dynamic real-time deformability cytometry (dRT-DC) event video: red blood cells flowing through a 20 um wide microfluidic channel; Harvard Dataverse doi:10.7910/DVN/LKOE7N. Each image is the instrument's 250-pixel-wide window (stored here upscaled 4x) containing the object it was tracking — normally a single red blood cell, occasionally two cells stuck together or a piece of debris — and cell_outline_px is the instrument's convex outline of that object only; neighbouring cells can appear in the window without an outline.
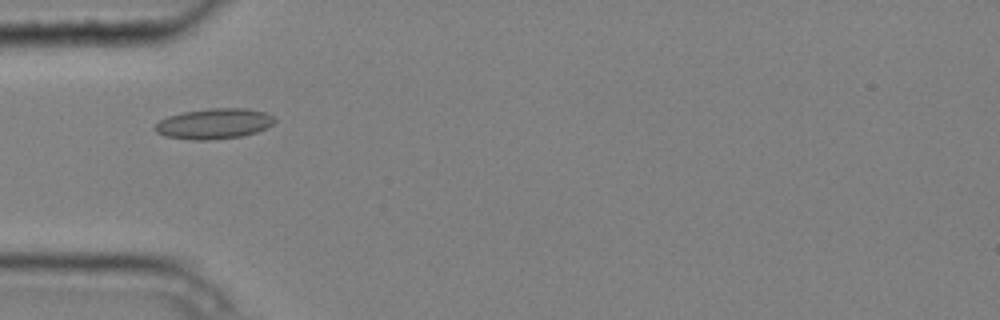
{"species": "common noctule bat (a hibernating species)", "species_latin": "Nyctalus noctula", "temperature_condition": "cold", "stored_images_in_passage": 5, "camera_frame_rate_fps": 3000, "um_per_image_px": 0.085, "animal": {"sex": "male", "body_mass_g": 20.4}, "frame": {"image": 1, "passage_image": 3, "time_ms": 0.667, "image_size_px": [1000, 320], "cell_outline_px": [[276, 120], [268, 128], [256, 132], [240, 136], [208, 140], [192, 140], [164, 136], [156, 132], [152, 128], [160, 120], [168, 116], [184, 112], [208, 108], [248, 108], [264, 112], [272, 116]], "centroid_in_image_um": [18.18, 10.51], "position_along_channel_um": 66.8, "area_um2": 21.27}}
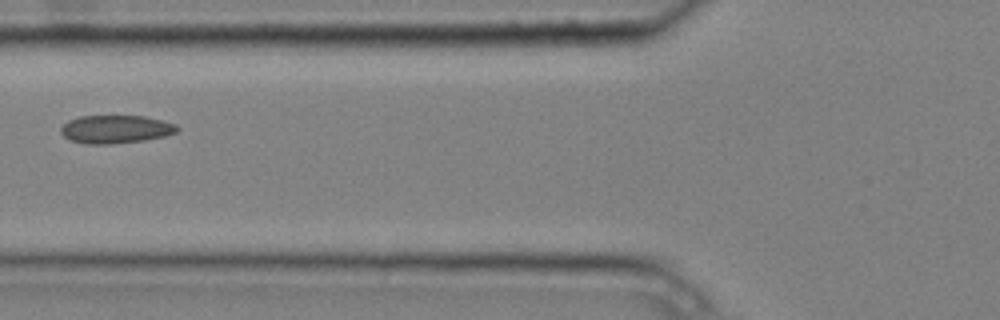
{"frame": {"image": 2, "passage_image": 4, "time_ms": 1.0, "image_size_px": [1000, 320], "cell_outline_px": [[180, 128], [176, 132], [164, 136], [144, 140], [112, 144], [88, 144], [72, 140], [64, 136], [60, 132], [60, 128], [68, 120], [80, 116], [144, 116], [164, 120], [176, 124]], "centroid_in_image_um": [9.85, 10.98], "position_along_channel_um": 115.9, "area_um2": 19.07}}
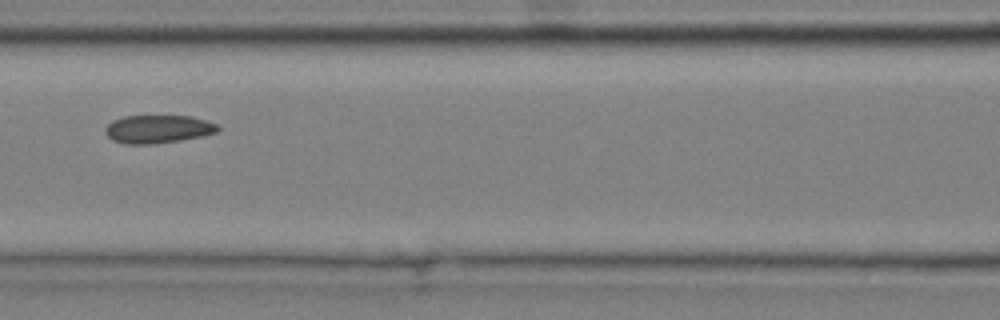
{"frame": {"image": 3, "passage_image": 5, "time_ms": 1.333, "image_size_px": [1000, 320], "cell_outline_px": [[220, 128], [216, 132], [204, 136], [180, 140], [152, 144], [124, 144], [112, 140], [104, 132], [104, 128], [112, 120], [124, 116], [192, 116], [216, 124]], "centroid_in_image_um": [13.39, 10.97], "position_along_channel_um": 153.2, "area_um2": 18.5}}